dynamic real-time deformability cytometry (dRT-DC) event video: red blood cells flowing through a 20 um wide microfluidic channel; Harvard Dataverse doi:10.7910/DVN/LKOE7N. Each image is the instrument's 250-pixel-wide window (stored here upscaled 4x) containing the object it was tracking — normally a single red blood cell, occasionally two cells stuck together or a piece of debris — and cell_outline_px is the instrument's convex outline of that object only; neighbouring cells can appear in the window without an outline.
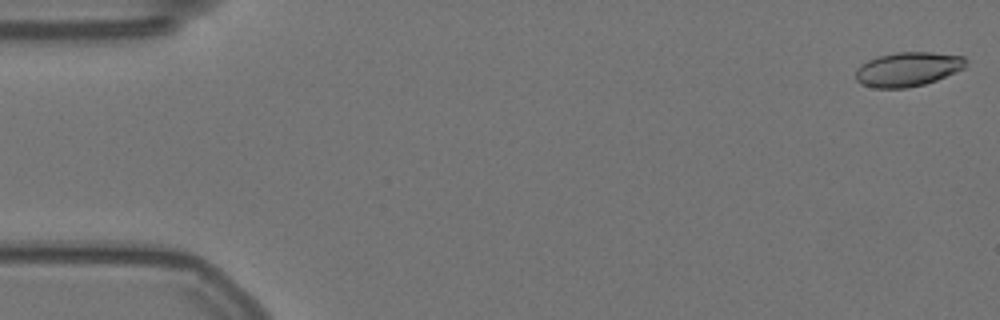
{"species": "Egyptian fruit bat (a non-hibernating species)", "species_latin": "Rousettus aegyptiacus", "temperature_condition": "warm", "stored_images_in_passage": 8, "camera_frame_rate_fps": 3000, "um_per_image_px": 0.085, "animal": {"sex": "female"}, "frame": {"image": 1, "passage_image": 1, "time_ms": 0.0, "image_size_px": [1000, 320], "cell_outline_px": [[968, 60], [964, 68], [956, 72], [936, 80], [924, 84], [904, 88], [876, 88], [860, 84], [856, 80], [856, 68], [868, 60], [880, 56], [896, 52], [932, 52], [964, 56]], "centroid_in_image_um": [77.18, 5.88], "position_along_channel_um": 7.8, "area_um2": 22.02}}